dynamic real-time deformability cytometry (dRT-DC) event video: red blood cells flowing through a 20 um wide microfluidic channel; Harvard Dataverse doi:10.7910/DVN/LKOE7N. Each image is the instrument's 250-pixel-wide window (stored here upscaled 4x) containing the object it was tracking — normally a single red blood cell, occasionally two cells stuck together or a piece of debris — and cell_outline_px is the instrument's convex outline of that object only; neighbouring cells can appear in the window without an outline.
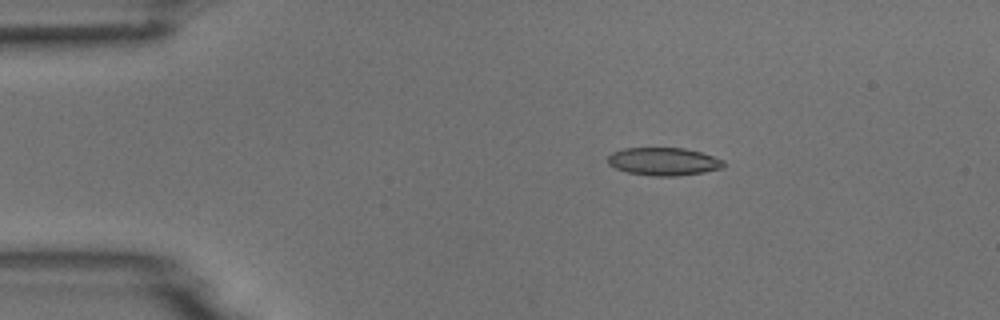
{"species": "common noctule bat (a hibernating species)", "species_latin": "Nyctalus noctula", "temperature_condition": "room temperature", "stored_images_in_passage": 4, "camera_frame_rate_fps": 3000, "um_per_image_px": 0.085, "animal": {"sex": "male", "body_mass_g": 18.8}, "frame": {"image": 1, "passage_image": 3, "time_ms": 2.333, "image_size_px": [1000, 320], "cell_outline_px": [[724, 164], [720, 168], [704, 172], [676, 176], [652, 176], [628, 172], [616, 168], [608, 164], [608, 156], [612, 152], [624, 148], [684, 148], [700, 152], [724, 160]], "centroid_in_image_um": [56.38, 13.72], "position_along_channel_um": 28.6, "area_um2": 18.67}}